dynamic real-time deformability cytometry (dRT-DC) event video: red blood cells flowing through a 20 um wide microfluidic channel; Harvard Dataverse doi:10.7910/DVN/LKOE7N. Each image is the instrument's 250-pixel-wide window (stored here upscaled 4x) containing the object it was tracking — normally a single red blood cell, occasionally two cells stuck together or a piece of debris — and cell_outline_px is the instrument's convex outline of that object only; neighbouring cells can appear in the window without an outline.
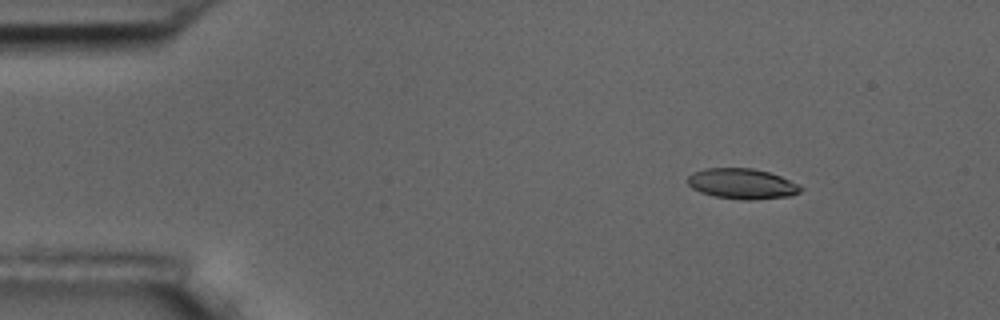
{"species": "common noctule bat (a hibernating species)", "species_latin": "Nyctalus noctula", "temperature_condition": "room temperature", "stored_images_in_passage": 7, "camera_frame_rate_fps": 3000, "um_per_image_px": 0.085, "animal": {"sex": "male", "body_mass_g": 17.5, "forearm_length_mm": 52.3}, "frame": {"image": 1, "passage_image": 3, "time_ms": 2.333, "image_size_px": [1000, 320], "cell_outline_px": [[804, 188], [800, 192], [792, 196], [752, 200], [744, 200], [716, 196], [700, 192], [692, 188], [688, 184], [688, 176], [692, 172], [704, 168], [752, 168], [768, 172], [780, 176]], "centroid_in_image_um": [63.06, 15.62], "position_along_channel_um": 21.9, "area_um2": 20.0}}
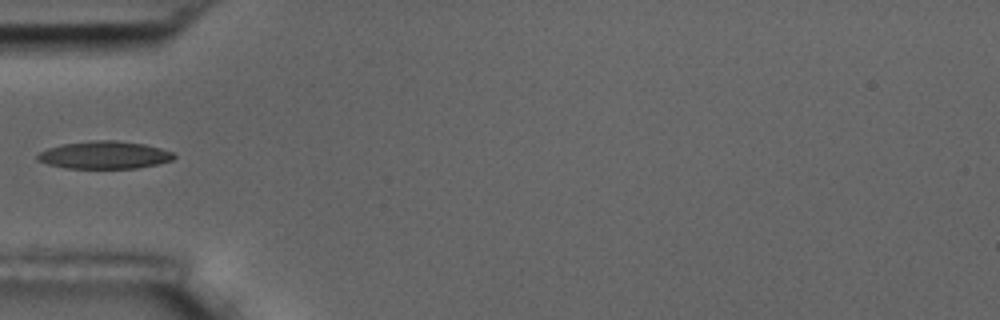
{"frame": {"image": 2, "passage_image": 6, "time_ms": 6.0, "image_size_px": [1000, 320], "cell_outline_px": [[176, 156], [172, 160], [156, 164], [136, 168], [68, 168], [48, 164], [36, 160], [36, 156], [40, 152], [48, 148], [60, 144], [92, 140], [116, 140], [144, 144], [160, 148], [172, 152]], "centroid_in_image_um": [8.85, 13.17], "position_along_channel_um": 76.2, "area_um2": 21.91}}